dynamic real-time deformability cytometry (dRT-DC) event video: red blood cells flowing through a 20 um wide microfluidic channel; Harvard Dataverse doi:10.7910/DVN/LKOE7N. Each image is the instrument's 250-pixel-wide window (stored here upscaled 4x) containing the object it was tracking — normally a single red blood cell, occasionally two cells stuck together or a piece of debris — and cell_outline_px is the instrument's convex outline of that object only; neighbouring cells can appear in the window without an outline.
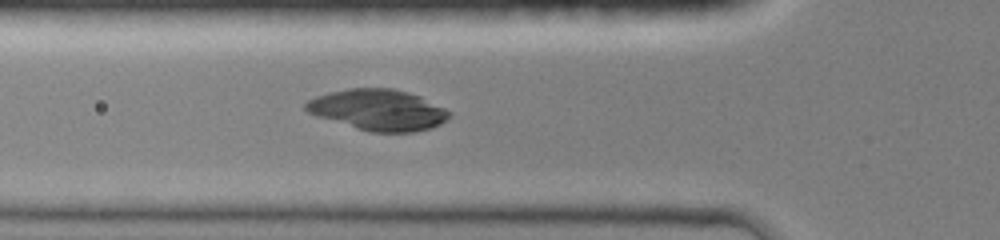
{"species": "common noctule bat (a hibernating species)", "species_latin": "Nyctalus noctula", "temperature_condition": "room temperature", "stored_images_in_passage": 45, "camera_frame_rate_fps": 3000, "um_per_image_px": 0.085, "animal": {"sex": "female", "body_mass_g": 19.0, "forearm_length_mm": 51.5}, "frame": {"image": 1, "passage_image": 15, "time_ms": 4.667, "image_size_px": [1000, 240], "cell_outline_px": [[448, 116], [440, 124], [428, 128], [412, 132], [372, 132], [356, 128], [316, 116], [308, 112], [304, 108], [304, 104], [308, 100], [316, 96], [348, 88], [392, 88], [408, 92], [420, 96], [444, 108], [448, 112]], "centroid_in_image_um": [32.09, 9.33], "position_along_channel_um": 93.7, "area_um2": 33.81}}
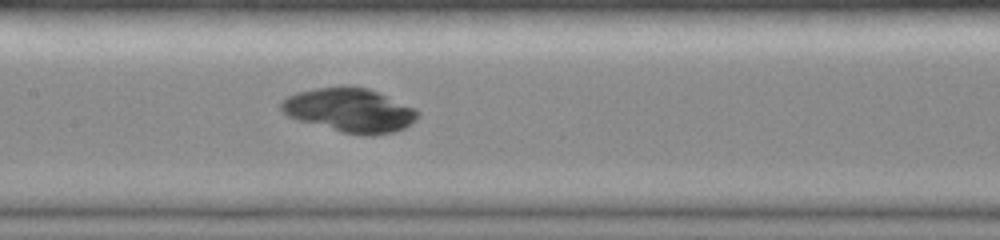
{"frame": {"image": 2, "passage_image": 21, "time_ms": 6.667, "image_size_px": [1000, 240], "cell_outline_px": [[420, 112], [404, 128], [392, 132], [368, 136], [340, 132], [300, 120], [288, 116], [280, 108], [280, 104], [288, 96], [296, 92], [316, 88], [368, 88], [412, 108]], "centroid_in_image_um": [29.67, 9.39], "position_along_channel_um": 177.7, "area_um2": 33.81}}